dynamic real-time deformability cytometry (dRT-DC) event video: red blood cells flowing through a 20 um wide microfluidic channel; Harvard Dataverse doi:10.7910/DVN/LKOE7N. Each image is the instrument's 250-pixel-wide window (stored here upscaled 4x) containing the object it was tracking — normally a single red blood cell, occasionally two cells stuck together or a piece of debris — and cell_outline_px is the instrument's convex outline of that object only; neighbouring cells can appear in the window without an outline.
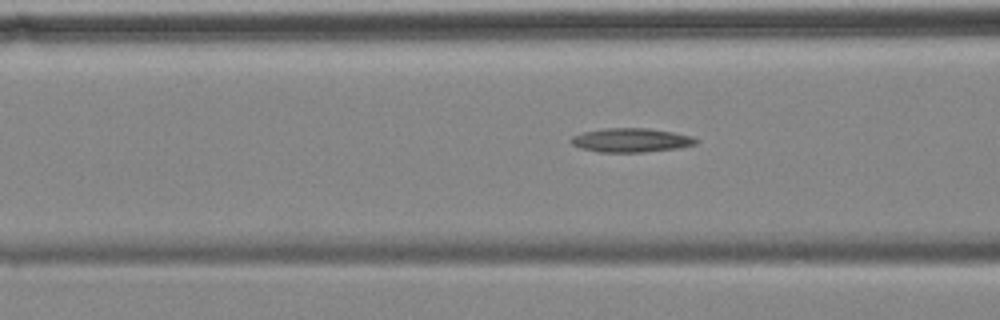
{"species": "common noctule bat (a hibernating species)", "species_latin": "Nyctalus noctula", "temperature_condition": "cold", "stored_images_in_passage": 34, "segment_of_instrument_passage": [1, 2], "camera_frame_rate_fps": 3000, "um_per_image_px": 0.085, "animal": {"sex": "female", "body_mass_g": 18.4}, "frame": {"image": 1, "passage_image": 10, "time_ms": 3.0, "image_size_px": [1000, 320], "cell_outline_px": [[700, 140], [696, 144], [680, 148], [644, 152], [600, 152], [580, 148], [572, 144], [568, 140], [572, 136], [584, 132], [604, 128], [648, 128], [672, 132], [692, 136]], "centroid_in_image_um": [53.65, 11.92], "position_along_channel_um": 113.0, "area_um2": 17.57}}
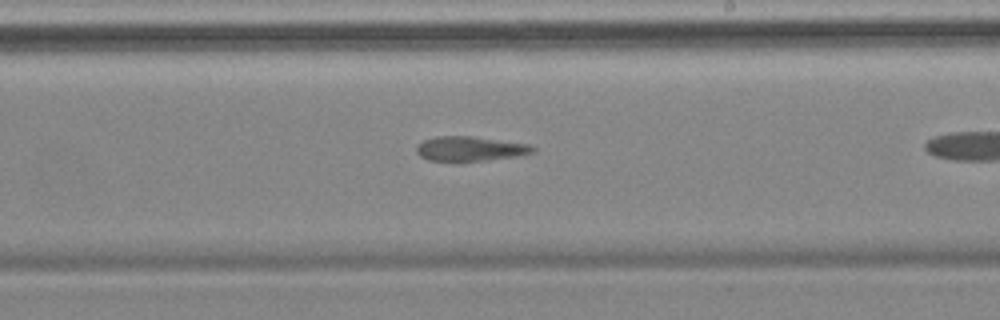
{"frame": {"image": 2, "passage_image": 22, "time_ms": 7.0, "image_size_px": [1000, 320], "cell_outline_px": [[536, 148], [532, 152], [516, 156], [460, 164], [428, 160], [420, 156], [416, 152], [416, 144], [424, 140], [436, 136], [472, 136], [528, 144]], "centroid_in_image_um": [39.87, 12.68], "position_along_channel_um": 249.1, "area_um2": 17.28}}
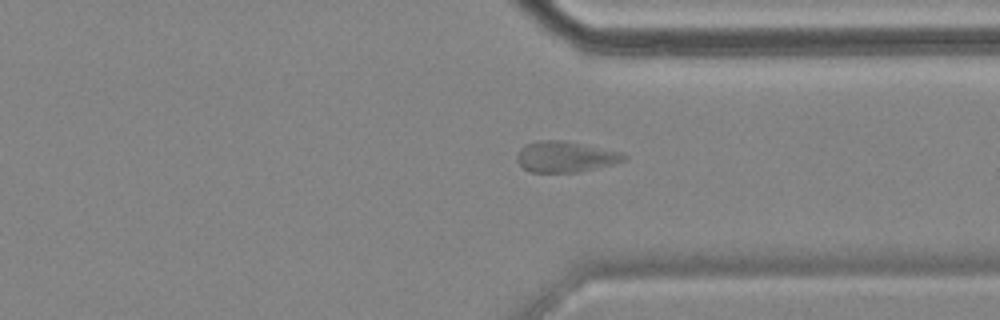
{"frame": {"image": 3, "passage_image": 32, "time_ms": 10.333, "image_size_px": [1000, 320], "cell_outline_px": [[628, 160], [576, 172], [532, 172], [524, 168], [516, 160], [516, 156], [520, 148], [524, 144], [536, 140], [564, 140], [584, 144], [620, 152], [628, 156]], "centroid_in_image_um": [48.02, 13.3], "position_along_channel_um": 363.4, "area_um2": 19.19}}